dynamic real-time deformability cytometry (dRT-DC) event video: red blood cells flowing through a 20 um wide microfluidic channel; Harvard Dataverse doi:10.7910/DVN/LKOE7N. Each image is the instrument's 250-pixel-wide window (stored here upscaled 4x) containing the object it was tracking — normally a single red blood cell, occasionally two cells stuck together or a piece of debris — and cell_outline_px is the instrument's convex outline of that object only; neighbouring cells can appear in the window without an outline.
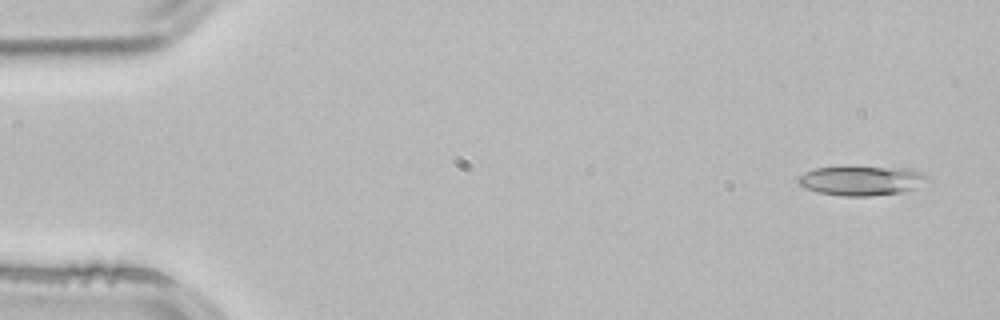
{"species": "common noctule bat (a hibernating species)", "species_latin": "Nyctalus noctula", "temperature_condition": "room temperature", "stored_images_in_passage": 3, "camera_frame_rate_fps": 3000, "um_per_image_px": 0.085, "animal": {"sex": "male", "body_mass_g": 21.5, "forearm_length_mm": 52.0}, "frame": {"image": 1, "passage_image": 1, "time_ms": 0.0, "image_size_px": [1000, 320], "cell_outline_px": [[932, 180], [904, 192], [868, 196], [840, 196], [820, 192], [808, 188], [800, 184], [796, 180], [800, 176], [816, 168], [904, 168], [920, 172], [928, 176]], "centroid_in_image_um": [73.3, 15.38], "position_along_channel_um": 11.7, "area_um2": 21.56}}